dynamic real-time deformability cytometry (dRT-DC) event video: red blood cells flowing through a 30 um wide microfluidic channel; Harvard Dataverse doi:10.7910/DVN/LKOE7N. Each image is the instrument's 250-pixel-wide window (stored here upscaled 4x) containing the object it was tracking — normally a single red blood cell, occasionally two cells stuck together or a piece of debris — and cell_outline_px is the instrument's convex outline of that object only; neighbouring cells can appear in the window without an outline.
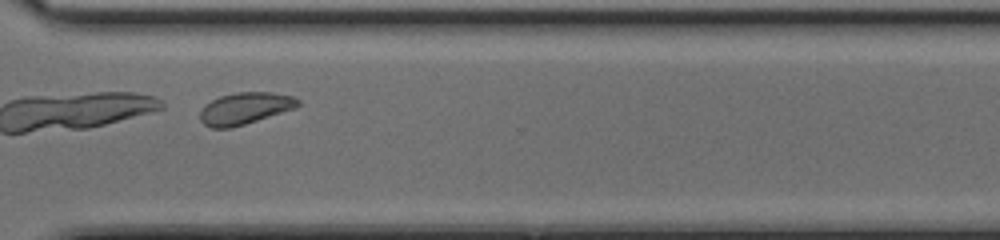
{"species": "common noctule bat (a hibernating species)", "species_latin": "Nyctalus noctula", "temperature_condition": "cold", "stored_images_in_passage": 39, "camera_frame_rate_fps": 3000, "um_per_image_px": 0.085, "animal": {"sex": "female", "body_mass_g": 17.0, "forearm_length_mm": 48.0}, "frame": {"image": 1, "passage_image": 28, "time_ms": 9.0, "image_size_px": [1000, 240], "cell_outline_px": [[300, 104], [296, 108], [244, 124], [228, 128], [212, 128], [204, 124], [200, 120], [200, 112], [204, 104], [220, 96], [236, 92], [272, 92], [292, 96], [300, 100]], "centroid_in_image_um": [20.81, 9.2], "position_along_channel_um": 349.8, "area_um2": 18.09}, "authors_computed_cell_mechanics": {"area_um2": 18.9584, "velocity_mm_per_s": 4.1315, "shape_relaxation_time_tau1_ms": 0.5082, "shape_relaxation_time_tau2_ms": 7.1289, "deformation_change_tau1": 0.2591, "deformation_change_tau2": 0.0823}}